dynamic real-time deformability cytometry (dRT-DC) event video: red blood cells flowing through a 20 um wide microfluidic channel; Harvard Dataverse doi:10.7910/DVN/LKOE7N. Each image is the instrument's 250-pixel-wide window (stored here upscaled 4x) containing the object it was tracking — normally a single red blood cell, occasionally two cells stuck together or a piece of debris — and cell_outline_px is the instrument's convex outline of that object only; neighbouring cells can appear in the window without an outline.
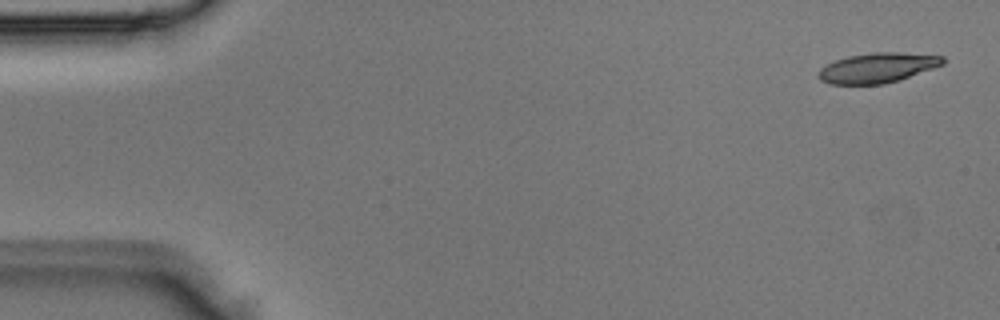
{"species": "Egyptian fruit bat (a non-hibernating species)", "species_latin": "Rousettus aegyptiacus", "temperature_condition": "room temperature", "stored_images_in_passage": 5, "camera_frame_rate_fps": 3000, "um_per_image_px": 0.085, "animal": {"sex": "male"}, "frame": {"image": 1, "passage_image": 1, "time_ms": 0.0, "image_size_px": [1000, 320], "cell_outline_px": [[944, 64], [884, 84], [828, 84], [820, 80], [816, 76], [816, 72], [820, 68], [836, 60], [848, 56], [872, 52], [900, 52], [944, 56]], "centroid_in_image_um": [74.52, 5.76], "position_along_channel_um": 10.5, "area_um2": 21.56}}
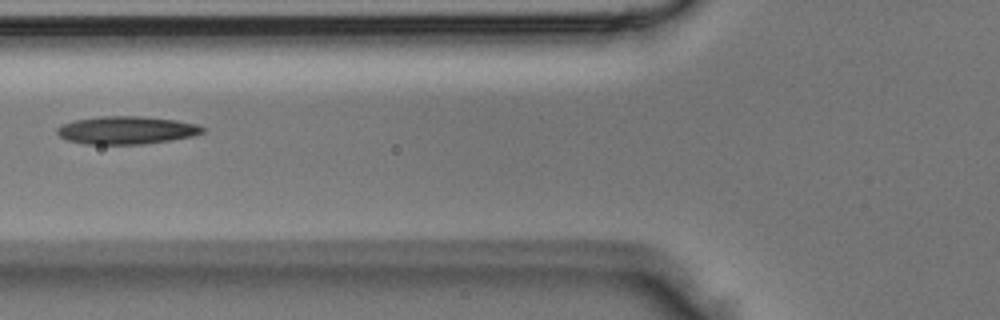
{"frame": {"image": 2, "passage_image": 5, "time_ms": 1.333, "image_size_px": [1000, 320], "cell_outline_px": [[208, 128], [204, 132], [192, 136], [172, 140], [144, 144], [84, 144], [68, 140], [60, 136], [56, 132], [56, 128], [64, 124], [76, 120], [100, 116], [144, 116], [176, 120], [196, 124]], "centroid_in_image_um": [10.79, 11.06], "position_along_channel_um": 115.0, "area_um2": 23.7}}